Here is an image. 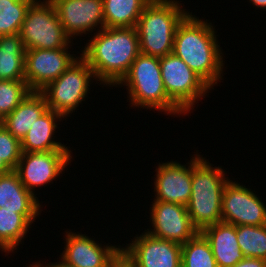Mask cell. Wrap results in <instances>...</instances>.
<instances>
[{"label": "cell", "mask_w": 266, "mask_h": 267, "mask_svg": "<svg viewBox=\"0 0 266 267\" xmlns=\"http://www.w3.org/2000/svg\"><path fill=\"white\" fill-rule=\"evenodd\" d=\"M81 52L100 82L98 85L115 87L141 53L136 27H104L93 34Z\"/></svg>", "instance_id": "cell-1"}, {"label": "cell", "mask_w": 266, "mask_h": 267, "mask_svg": "<svg viewBox=\"0 0 266 267\" xmlns=\"http://www.w3.org/2000/svg\"><path fill=\"white\" fill-rule=\"evenodd\" d=\"M215 33L212 22L189 12L177 26L172 51L212 89L223 79L225 62Z\"/></svg>", "instance_id": "cell-2"}, {"label": "cell", "mask_w": 266, "mask_h": 267, "mask_svg": "<svg viewBox=\"0 0 266 267\" xmlns=\"http://www.w3.org/2000/svg\"><path fill=\"white\" fill-rule=\"evenodd\" d=\"M194 155H192L191 196L187 212L193 226L201 232L208 226L222 222V194L231 178L227 177L221 166L213 167L205 157L197 153Z\"/></svg>", "instance_id": "cell-3"}, {"label": "cell", "mask_w": 266, "mask_h": 267, "mask_svg": "<svg viewBox=\"0 0 266 267\" xmlns=\"http://www.w3.org/2000/svg\"><path fill=\"white\" fill-rule=\"evenodd\" d=\"M126 86L131 107L146 108L164 114H185L169 99L161 76L160 57L140 53L128 73L115 87Z\"/></svg>", "instance_id": "cell-4"}, {"label": "cell", "mask_w": 266, "mask_h": 267, "mask_svg": "<svg viewBox=\"0 0 266 267\" xmlns=\"http://www.w3.org/2000/svg\"><path fill=\"white\" fill-rule=\"evenodd\" d=\"M183 7L176 0H151L145 6L136 25L141 53L156 57L172 53L177 26L190 12Z\"/></svg>", "instance_id": "cell-5"}, {"label": "cell", "mask_w": 266, "mask_h": 267, "mask_svg": "<svg viewBox=\"0 0 266 267\" xmlns=\"http://www.w3.org/2000/svg\"><path fill=\"white\" fill-rule=\"evenodd\" d=\"M96 77L89 64L79 56L72 65L56 80L43 88L40 93L45 97L48 109L61 114L65 120L83 104L90 93ZM92 81V83H91Z\"/></svg>", "instance_id": "cell-6"}, {"label": "cell", "mask_w": 266, "mask_h": 267, "mask_svg": "<svg viewBox=\"0 0 266 267\" xmlns=\"http://www.w3.org/2000/svg\"><path fill=\"white\" fill-rule=\"evenodd\" d=\"M19 34L25 50L66 48L72 41L50 0H35L30 5Z\"/></svg>", "instance_id": "cell-7"}, {"label": "cell", "mask_w": 266, "mask_h": 267, "mask_svg": "<svg viewBox=\"0 0 266 267\" xmlns=\"http://www.w3.org/2000/svg\"><path fill=\"white\" fill-rule=\"evenodd\" d=\"M161 76L169 99L187 116L212 89L173 53L160 57ZM196 103V104H195Z\"/></svg>", "instance_id": "cell-8"}, {"label": "cell", "mask_w": 266, "mask_h": 267, "mask_svg": "<svg viewBox=\"0 0 266 267\" xmlns=\"http://www.w3.org/2000/svg\"><path fill=\"white\" fill-rule=\"evenodd\" d=\"M71 153V150L22 152L15 171L26 189L36 196L35 188L53 184L64 172L73 159Z\"/></svg>", "instance_id": "cell-9"}, {"label": "cell", "mask_w": 266, "mask_h": 267, "mask_svg": "<svg viewBox=\"0 0 266 267\" xmlns=\"http://www.w3.org/2000/svg\"><path fill=\"white\" fill-rule=\"evenodd\" d=\"M222 222L235 226L266 225V205L261 198L243 184L229 180L223 190Z\"/></svg>", "instance_id": "cell-10"}, {"label": "cell", "mask_w": 266, "mask_h": 267, "mask_svg": "<svg viewBox=\"0 0 266 267\" xmlns=\"http://www.w3.org/2000/svg\"><path fill=\"white\" fill-rule=\"evenodd\" d=\"M66 48L25 50V81L31 92H40L78 58ZM69 51V52H68Z\"/></svg>", "instance_id": "cell-11"}, {"label": "cell", "mask_w": 266, "mask_h": 267, "mask_svg": "<svg viewBox=\"0 0 266 267\" xmlns=\"http://www.w3.org/2000/svg\"><path fill=\"white\" fill-rule=\"evenodd\" d=\"M131 243L121 247V253L136 267H181L182 245L143 232Z\"/></svg>", "instance_id": "cell-12"}, {"label": "cell", "mask_w": 266, "mask_h": 267, "mask_svg": "<svg viewBox=\"0 0 266 267\" xmlns=\"http://www.w3.org/2000/svg\"><path fill=\"white\" fill-rule=\"evenodd\" d=\"M153 201L149 210L152 228L145 229V232L181 245L199 232L193 226L187 212V206L158 200Z\"/></svg>", "instance_id": "cell-13"}, {"label": "cell", "mask_w": 266, "mask_h": 267, "mask_svg": "<svg viewBox=\"0 0 266 267\" xmlns=\"http://www.w3.org/2000/svg\"><path fill=\"white\" fill-rule=\"evenodd\" d=\"M66 34L72 39L105 27L103 0H50ZM94 29V30H93ZM89 32V33H88Z\"/></svg>", "instance_id": "cell-14"}, {"label": "cell", "mask_w": 266, "mask_h": 267, "mask_svg": "<svg viewBox=\"0 0 266 267\" xmlns=\"http://www.w3.org/2000/svg\"><path fill=\"white\" fill-rule=\"evenodd\" d=\"M61 259L72 267H111L121 245H102L88 235L67 230Z\"/></svg>", "instance_id": "cell-15"}, {"label": "cell", "mask_w": 266, "mask_h": 267, "mask_svg": "<svg viewBox=\"0 0 266 267\" xmlns=\"http://www.w3.org/2000/svg\"><path fill=\"white\" fill-rule=\"evenodd\" d=\"M155 171L154 200L187 206L192 187V158L186 165L176 161L159 163Z\"/></svg>", "instance_id": "cell-16"}, {"label": "cell", "mask_w": 266, "mask_h": 267, "mask_svg": "<svg viewBox=\"0 0 266 267\" xmlns=\"http://www.w3.org/2000/svg\"><path fill=\"white\" fill-rule=\"evenodd\" d=\"M20 181L15 170L0 174V208L16 210L34 223L41 214V202Z\"/></svg>", "instance_id": "cell-17"}, {"label": "cell", "mask_w": 266, "mask_h": 267, "mask_svg": "<svg viewBox=\"0 0 266 267\" xmlns=\"http://www.w3.org/2000/svg\"><path fill=\"white\" fill-rule=\"evenodd\" d=\"M201 233L208 240L218 267H232L245 257L238 245L235 225L219 222Z\"/></svg>", "instance_id": "cell-18"}, {"label": "cell", "mask_w": 266, "mask_h": 267, "mask_svg": "<svg viewBox=\"0 0 266 267\" xmlns=\"http://www.w3.org/2000/svg\"><path fill=\"white\" fill-rule=\"evenodd\" d=\"M64 117L55 111L48 109L42 114L33 125L31 129L22 138L21 150L22 152H48L53 150H69L68 146L62 144L60 141L54 140L55 132L58 128L59 121ZM58 122V123H57Z\"/></svg>", "instance_id": "cell-19"}, {"label": "cell", "mask_w": 266, "mask_h": 267, "mask_svg": "<svg viewBox=\"0 0 266 267\" xmlns=\"http://www.w3.org/2000/svg\"><path fill=\"white\" fill-rule=\"evenodd\" d=\"M48 105L40 92H30L24 100L2 120V125L20 141L31 125L46 111Z\"/></svg>", "instance_id": "cell-20"}, {"label": "cell", "mask_w": 266, "mask_h": 267, "mask_svg": "<svg viewBox=\"0 0 266 267\" xmlns=\"http://www.w3.org/2000/svg\"><path fill=\"white\" fill-rule=\"evenodd\" d=\"M0 80H25V49L19 33L0 36Z\"/></svg>", "instance_id": "cell-21"}, {"label": "cell", "mask_w": 266, "mask_h": 267, "mask_svg": "<svg viewBox=\"0 0 266 267\" xmlns=\"http://www.w3.org/2000/svg\"><path fill=\"white\" fill-rule=\"evenodd\" d=\"M151 0H103L105 27H136L143 9Z\"/></svg>", "instance_id": "cell-22"}, {"label": "cell", "mask_w": 266, "mask_h": 267, "mask_svg": "<svg viewBox=\"0 0 266 267\" xmlns=\"http://www.w3.org/2000/svg\"><path fill=\"white\" fill-rule=\"evenodd\" d=\"M31 222L16 210L0 208V250L9 254L16 251L29 232Z\"/></svg>", "instance_id": "cell-23"}, {"label": "cell", "mask_w": 266, "mask_h": 267, "mask_svg": "<svg viewBox=\"0 0 266 267\" xmlns=\"http://www.w3.org/2000/svg\"><path fill=\"white\" fill-rule=\"evenodd\" d=\"M181 267H218L211 246L201 232L182 245Z\"/></svg>", "instance_id": "cell-24"}, {"label": "cell", "mask_w": 266, "mask_h": 267, "mask_svg": "<svg viewBox=\"0 0 266 267\" xmlns=\"http://www.w3.org/2000/svg\"><path fill=\"white\" fill-rule=\"evenodd\" d=\"M236 235L245 257L266 260V225L236 226Z\"/></svg>", "instance_id": "cell-25"}, {"label": "cell", "mask_w": 266, "mask_h": 267, "mask_svg": "<svg viewBox=\"0 0 266 267\" xmlns=\"http://www.w3.org/2000/svg\"><path fill=\"white\" fill-rule=\"evenodd\" d=\"M35 0H0V36L20 33L30 5Z\"/></svg>", "instance_id": "cell-26"}, {"label": "cell", "mask_w": 266, "mask_h": 267, "mask_svg": "<svg viewBox=\"0 0 266 267\" xmlns=\"http://www.w3.org/2000/svg\"><path fill=\"white\" fill-rule=\"evenodd\" d=\"M30 92L25 80H0V116L10 114Z\"/></svg>", "instance_id": "cell-27"}, {"label": "cell", "mask_w": 266, "mask_h": 267, "mask_svg": "<svg viewBox=\"0 0 266 267\" xmlns=\"http://www.w3.org/2000/svg\"><path fill=\"white\" fill-rule=\"evenodd\" d=\"M21 142L0 125V174L15 170L21 158Z\"/></svg>", "instance_id": "cell-28"}, {"label": "cell", "mask_w": 266, "mask_h": 267, "mask_svg": "<svg viewBox=\"0 0 266 267\" xmlns=\"http://www.w3.org/2000/svg\"><path fill=\"white\" fill-rule=\"evenodd\" d=\"M232 267H266V260L260 258L244 257Z\"/></svg>", "instance_id": "cell-29"}, {"label": "cell", "mask_w": 266, "mask_h": 267, "mask_svg": "<svg viewBox=\"0 0 266 267\" xmlns=\"http://www.w3.org/2000/svg\"><path fill=\"white\" fill-rule=\"evenodd\" d=\"M111 267H136L128 258L122 253L113 261Z\"/></svg>", "instance_id": "cell-30"}, {"label": "cell", "mask_w": 266, "mask_h": 267, "mask_svg": "<svg viewBox=\"0 0 266 267\" xmlns=\"http://www.w3.org/2000/svg\"><path fill=\"white\" fill-rule=\"evenodd\" d=\"M37 267H72L69 264H67L64 260H62L59 257V262H51V263H46V264H42L40 261L39 262H33Z\"/></svg>", "instance_id": "cell-31"}, {"label": "cell", "mask_w": 266, "mask_h": 267, "mask_svg": "<svg viewBox=\"0 0 266 267\" xmlns=\"http://www.w3.org/2000/svg\"><path fill=\"white\" fill-rule=\"evenodd\" d=\"M257 9L260 7L262 9H266V0H249Z\"/></svg>", "instance_id": "cell-32"}, {"label": "cell", "mask_w": 266, "mask_h": 267, "mask_svg": "<svg viewBox=\"0 0 266 267\" xmlns=\"http://www.w3.org/2000/svg\"><path fill=\"white\" fill-rule=\"evenodd\" d=\"M29 266H26V267H37L35 264H33V262H32V264H28Z\"/></svg>", "instance_id": "cell-33"}, {"label": "cell", "mask_w": 266, "mask_h": 267, "mask_svg": "<svg viewBox=\"0 0 266 267\" xmlns=\"http://www.w3.org/2000/svg\"><path fill=\"white\" fill-rule=\"evenodd\" d=\"M2 120H3V118L0 116V125L2 124Z\"/></svg>", "instance_id": "cell-34"}]
</instances>
